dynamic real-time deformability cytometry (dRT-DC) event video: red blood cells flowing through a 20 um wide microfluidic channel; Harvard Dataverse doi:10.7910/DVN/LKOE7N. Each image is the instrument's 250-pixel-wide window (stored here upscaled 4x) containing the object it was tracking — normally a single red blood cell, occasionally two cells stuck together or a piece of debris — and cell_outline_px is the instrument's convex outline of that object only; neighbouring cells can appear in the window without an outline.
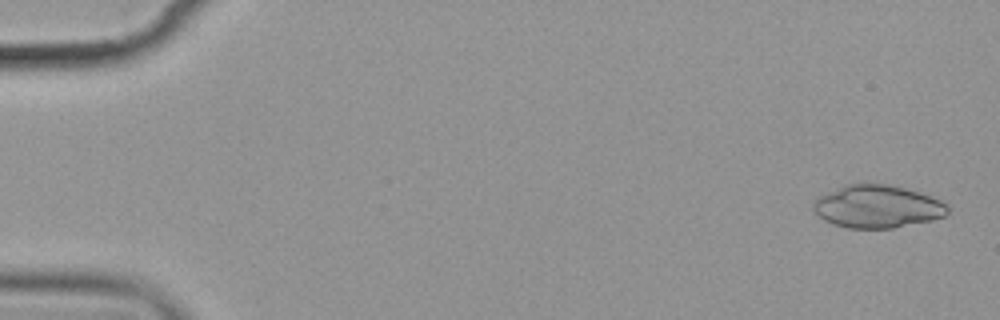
{"species": "common noctule bat (a hibernating species)", "species_latin": "Nyctalus noctula", "temperature_condition": "cold", "stored_images_in_passage": 5, "camera_frame_rate_fps": 3000, "um_per_image_px": 0.085, "animal": {"sex": "female", "body_mass_g": 19.9}, "frame": {"image": 1, "passage_image": 1, "time_ms": 0.0, "image_size_px": [1000, 320], "cell_outline_px": [[948, 212], [944, 216], [932, 220], [892, 228], [848, 228], [832, 224], [824, 220], [812, 208], [812, 200], [816, 196], [844, 184], [868, 180], [888, 184], [920, 192], [940, 200], [948, 204]], "centroid_in_image_um": [74.51, 17.51], "position_along_channel_um": 10.5, "area_um2": 34.33}}